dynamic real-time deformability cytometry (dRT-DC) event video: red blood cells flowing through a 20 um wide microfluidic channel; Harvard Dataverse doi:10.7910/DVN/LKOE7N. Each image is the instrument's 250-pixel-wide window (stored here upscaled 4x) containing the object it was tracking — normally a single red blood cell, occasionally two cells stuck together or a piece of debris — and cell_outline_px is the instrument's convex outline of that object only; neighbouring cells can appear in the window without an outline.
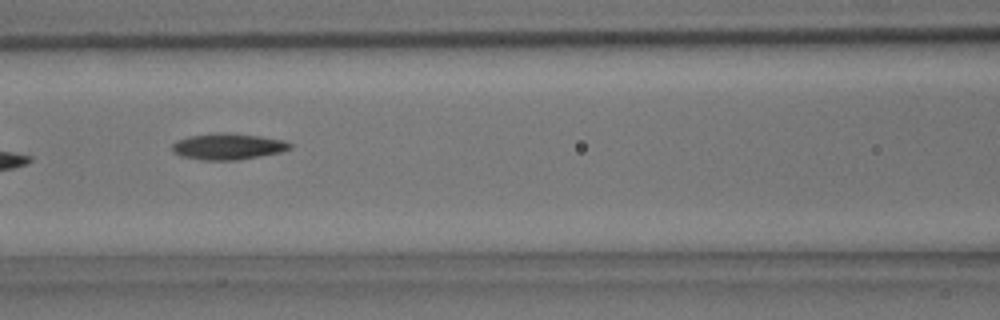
{"species": "common noctule bat (a hibernating species)", "species_latin": "Nyctalus noctula", "temperature_condition": "room temperature", "stored_images_in_passage": 6, "camera_frame_rate_fps": 3000, "um_per_image_px": 0.085, "animal": {"sex": "male", "body_mass_g": 15.6}, "frame": {"image": 1, "passage_image": 5, "time_ms": 5.333, "image_size_px": [1000, 320], "cell_outline_px": [[292, 148], [280, 152], [260, 156], [236, 160], [204, 160], [180, 156], [172, 152], [172, 144], [176, 140], [188, 136], [260, 136], [284, 140], [292, 144]], "centroid_in_image_um": [19.38, 12.51], "position_along_channel_um": 147.2, "area_um2": 16.99}}
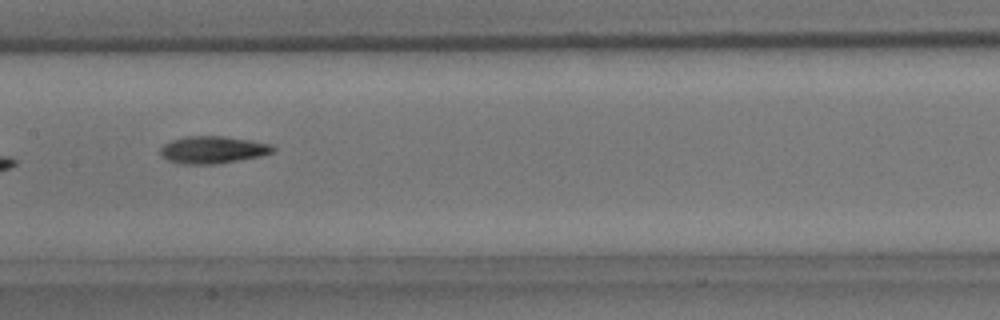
{"frame": {"image": 2, "passage_image": 6, "time_ms": 6.333, "image_size_px": [1000, 320], "cell_outline_px": [[276, 148], [272, 152], [260, 156], [216, 164], [188, 164], [168, 160], [160, 152], [160, 148], [164, 144], [172, 140], [184, 136], [224, 136], [252, 140], [272, 144]], "centroid_in_image_um": [18.12, 12.71], "position_along_channel_um": 189.3, "area_um2": 17.8}}